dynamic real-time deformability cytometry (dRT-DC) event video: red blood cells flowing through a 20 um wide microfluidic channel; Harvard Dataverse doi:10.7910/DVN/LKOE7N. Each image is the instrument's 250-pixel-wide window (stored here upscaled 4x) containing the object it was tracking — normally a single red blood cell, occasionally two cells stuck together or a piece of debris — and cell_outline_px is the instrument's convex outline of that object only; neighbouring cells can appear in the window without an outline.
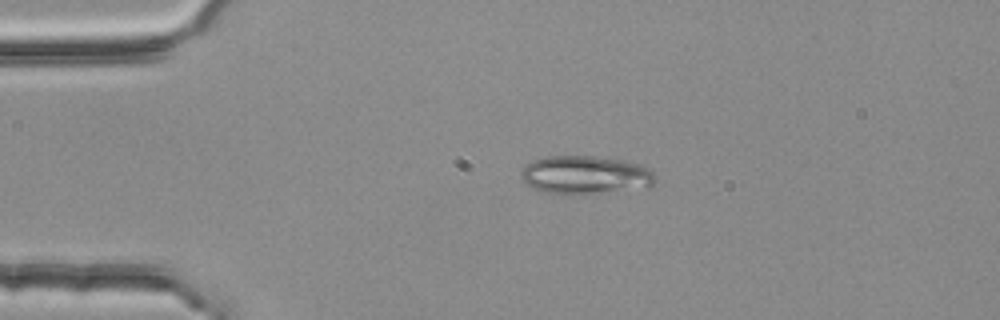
{"species": "common noctule bat (a hibernating species)", "species_latin": "Nyctalus noctula", "temperature_condition": "room temperature", "stored_images_in_passage": 3, "camera_frame_rate_fps": 3000, "um_per_image_px": 0.085, "animal": {"sex": "female", "body_mass_g": 25.1}, "frame": {"image": 1, "passage_image": 2, "time_ms": 0.333, "image_size_px": [1000, 320], "cell_outline_px": [[656, 180], [648, 188], [600, 192], [544, 192], [528, 184], [520, 176], [520, 172], [532, 160], [548, 156], [596, 156], [624, 160], [640, 164], [652, 168], [656, 176]], "centroid_in_image_um": [49.84, 14.83], "position_along_channel_um": 35.2, "area_um2": 29.54}}